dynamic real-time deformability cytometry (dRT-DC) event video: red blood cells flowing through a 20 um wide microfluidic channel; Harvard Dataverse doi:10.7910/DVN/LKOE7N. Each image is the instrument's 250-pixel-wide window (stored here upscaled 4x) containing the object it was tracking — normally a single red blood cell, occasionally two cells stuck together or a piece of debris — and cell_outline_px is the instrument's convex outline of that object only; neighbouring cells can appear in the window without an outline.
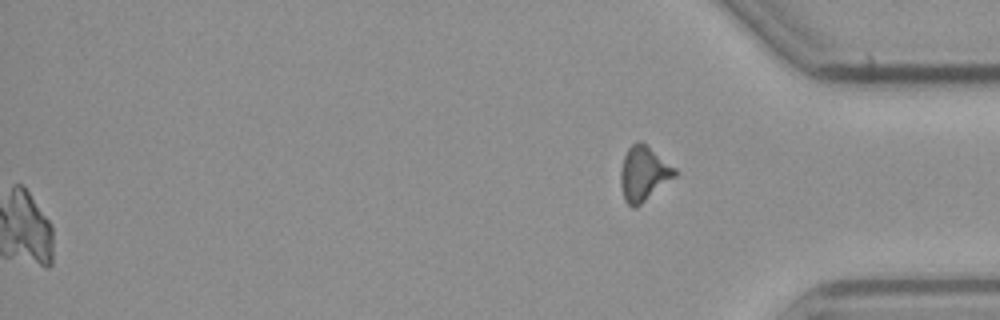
{"species": "common noctule bat (a hibernating species)", "species_latin": "Nyctalus noctula", "temperature_condition": "cold", "stored_images_in_passage": 40, "camera_frame_rate_fps": 3000, "um_per_image_px": 0.085, "animal": {"sex": "male", "body_mass_g": 23.1, "forearm_length_mm": 52.7}, "frame": {"image": 1, "passage_image": 40, "time_ms": 13.0, "image_size_px": [1000, 320], "cell_outline_px": [[680, 172], [676, 176], [636, 208], [632, 208], [624, 200], [620, 184], [620, 172], [624, 156], [628, 148], [636, 140], [640, 140], [676, 168]], "centroid_in_image_um": [54.71, 14.76], "position_along_channel_um": 380.5, "area_um2": 17.4}}